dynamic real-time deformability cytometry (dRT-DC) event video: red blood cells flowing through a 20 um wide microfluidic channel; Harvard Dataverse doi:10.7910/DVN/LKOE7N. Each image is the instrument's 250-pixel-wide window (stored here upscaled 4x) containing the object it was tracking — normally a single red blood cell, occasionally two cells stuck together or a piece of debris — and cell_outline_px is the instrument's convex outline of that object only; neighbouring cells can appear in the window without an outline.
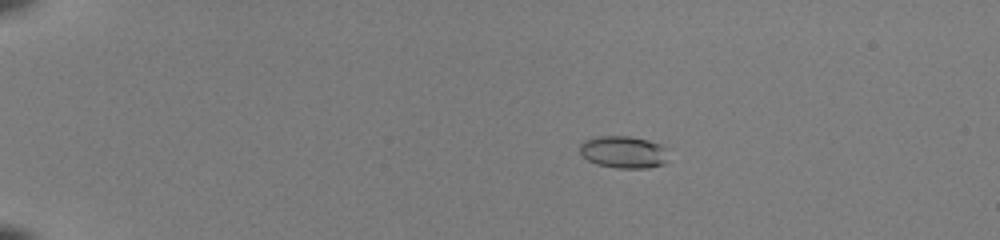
{"species": "common noctule bat (a hibernating species)", "species_latin": "Nyctalus noctula", "temperature_condition": "room temperature", "stored_images_in_passage": 43, "camera_frame_rate_fps": 3000, "um_per_image_px": 0.085, "animal": {"sex": "female", "body_mass_g": 22.0, "forearm_length_mm": 56.7}, "frame": {"image": 1, "passage_image": 2, "time_ms": 0.333, "image_size_px": [1000, 240], "cell_outline_px": [[672, 148], [668, 160], [664, 164], [648, 168], [616, 168], [596, 164], [588, 160], [580, 152], [580, 144], [584, 140], [600, 136], [628, 136], [648, 140]], "centroid_in_image_um": [53.1, 12.93], "position_along_channel_um": 31.9, "area_um2": 17.05}}
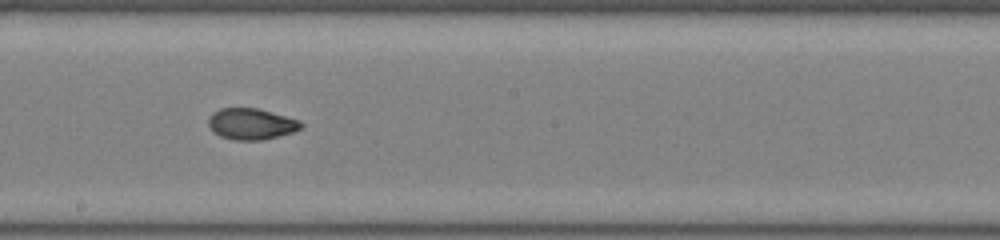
{"frame": {"image": 2, "passage_image": 23, "time_ms": 7.333, "image_size_px": [1000, 240], "cell_outline_px": [[304, 124], [300, 128], [292, 132], [264, 140], [236, 140], [220, 136], [212, 132], [208, 124], [208, 116], [212, 112], [220, 108], [256, 108], [272, 112], [300, 120]], "centroid_in_image_um": [21.32, 10.53], "position_along_channel_um": 226.9, "area_um2": 16.94}}
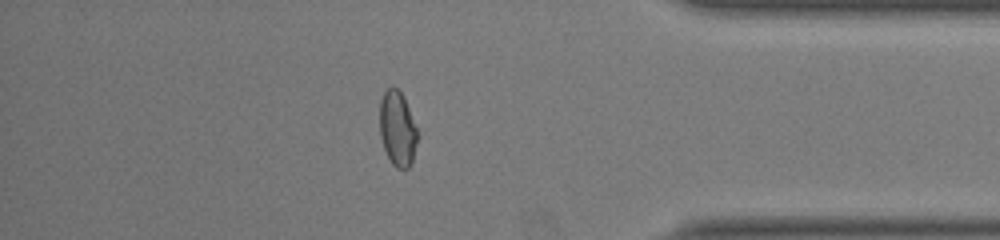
{"frame": {"image": 3, "passage_image": 37, "time_ms": 12.0, "image_size_px": [1000, 240], "cell_outline_px": [[420, 136], [412, 160], [408, 168], [396, 168], [392, 164], [384, 148], [380, 136], [380, 100], [384, 92], [392, 84], [400, 92], [408, 108]], "centroid_in_image_um": [33.79, 10.95], "position_along_channel_um": 401.4, "area_um2": 16.47}, "authors_computed_cell_mechanics": {"area_um2": 17.051, "velocity_mm_per_s": 4.1052, "shape_relaxation_time_tau1_ms": null, "shape_relaxation_time_tau2_ms": 1.6077, "deformation_change_tau1": null, "deformation_change_tau2": 0.063}}